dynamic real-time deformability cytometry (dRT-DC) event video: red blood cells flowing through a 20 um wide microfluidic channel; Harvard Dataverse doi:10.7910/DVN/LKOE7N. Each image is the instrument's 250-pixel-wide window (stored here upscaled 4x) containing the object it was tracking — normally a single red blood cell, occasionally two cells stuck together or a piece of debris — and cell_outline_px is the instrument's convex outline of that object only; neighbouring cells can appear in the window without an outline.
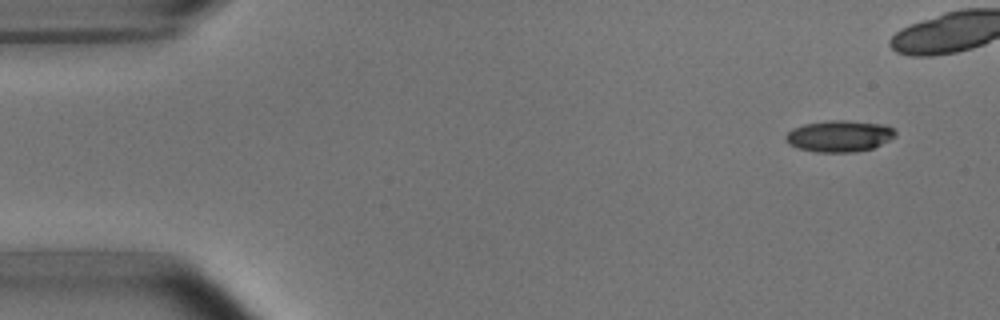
{"species": "common noctule bat (a hibernating species)", "species_latin": "Nyctalus noctula", "temperature_condition": "room temperature", "stored_images_in_passage": 11, "camera_frame_rate_fps": 3000, "um_per_image_px": 0.085, "animal": {"sex": "male", "body_mass_g": 15.6}, "frame": {"image": 1, "passage_image": 2, "time_ms": 1.0, "image_size_px": [1000, 320], "cell_outline_px": [[896, 136], [872, 148], [852, 152], [816, 152], [796, 148], [788, 144], [784, 140], [784, 136], [792, 128], [804, 124], [828, 120], [844, 120], [884, 124], [892, 128], [896, 132]], "centroid_in_image_um": [71.29, 11.56], "position_along_channel_um": 13.7, "area_um2": 20.17}}